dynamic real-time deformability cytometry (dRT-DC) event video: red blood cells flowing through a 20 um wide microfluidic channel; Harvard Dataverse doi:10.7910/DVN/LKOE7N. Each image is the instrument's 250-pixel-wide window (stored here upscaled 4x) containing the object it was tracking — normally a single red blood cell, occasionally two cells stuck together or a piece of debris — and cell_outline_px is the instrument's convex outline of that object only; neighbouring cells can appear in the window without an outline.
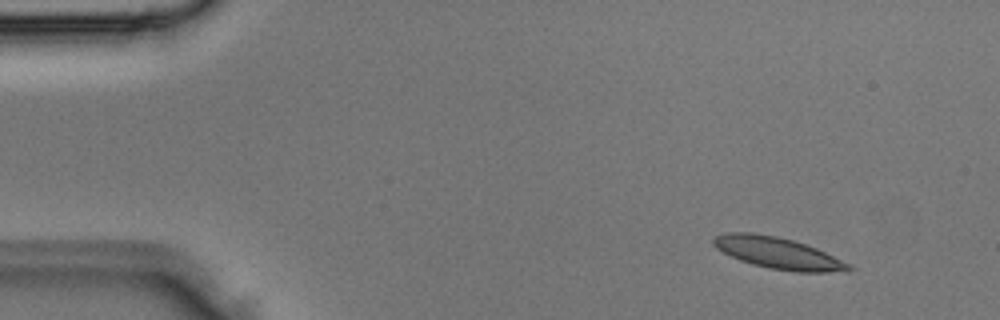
{"species": "Egyptian fruit bat (a non-hibernating species)", "species_latin": "Rousettus aegyptiacus", "temperature_condition": "room temperature", "stored_images_in_passage": 3, "camera_frame_rate_fps": 3000, "um_per_image_px": 0.085, "animal": {"sex": "male"}, "frame": {"image": 1, "passage_image": 1, "time_ms": 0.0, "image_size_px": [1000, 320], "cell_outline_px": [[856, 268], [848, 272], [796, 272], [768, 268], [752, 264], [740, 260], [716, 248], [712, 244], [712, 240], [716, 236], [724, 232], [752, 232], [776, 236], [792, 240], [816, 248], [852, 264]], "centroid_in_image_um": [66.18, 21.52], "position_along_channel_um": 18.8, "area_um2": 25.03}}